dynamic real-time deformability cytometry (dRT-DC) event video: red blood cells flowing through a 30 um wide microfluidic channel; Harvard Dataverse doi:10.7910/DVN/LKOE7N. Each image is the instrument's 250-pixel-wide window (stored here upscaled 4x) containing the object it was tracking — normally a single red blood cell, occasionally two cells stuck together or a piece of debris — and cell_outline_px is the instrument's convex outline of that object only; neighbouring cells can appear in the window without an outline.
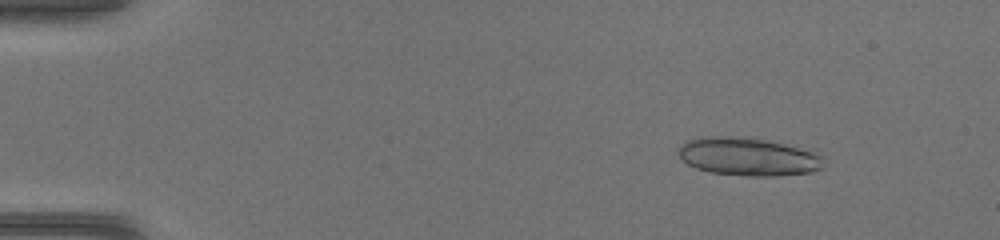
{"species": "common noctule bat (a hibernating species)", "species_latin": "Nyctalus noctula", "temperature_condition": "warm", "stored_images_in_passage": 19, "camera_frame_rate_fps": 3000, "um_per_image_px": 0.085, "animal": {"sex": "female", "body_mass_g": 17.0, "forearm_length_mm": 48.0}, "frame": {"image": 1, "passage_image": 6, "time_ms": 1.667, "image_size_px": [1000, 240], "cell_outline_px": [[824, 156], [820, 168], [812, 172], [776, 176], [744, 176], [712, 172], [696, 168], [688, 164], [676, 152], [676, 148], [680, 144], [688, 140], [700, 136], [748, 136], [768, 140], [812, 152]], "centroid_in_image_um": [63.52, 13.3], "position_along_channel_um": 21.5, "area_um2": 32.37}}